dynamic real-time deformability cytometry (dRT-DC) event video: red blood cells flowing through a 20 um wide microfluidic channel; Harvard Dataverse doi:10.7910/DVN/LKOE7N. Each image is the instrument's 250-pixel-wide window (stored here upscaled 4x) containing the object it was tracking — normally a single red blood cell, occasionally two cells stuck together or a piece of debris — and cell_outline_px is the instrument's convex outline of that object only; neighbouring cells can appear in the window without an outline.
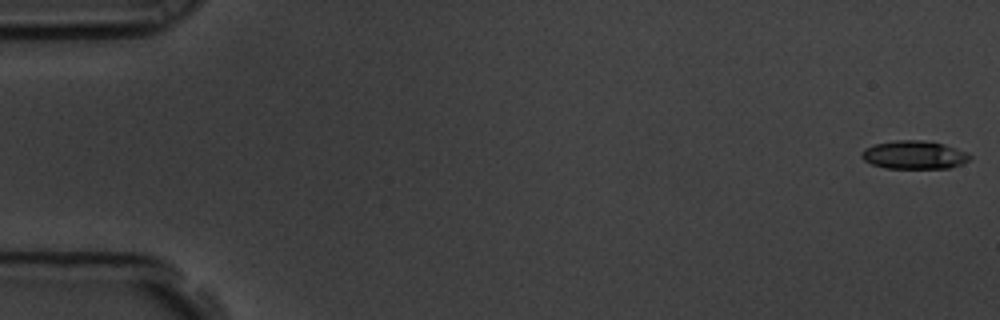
{"species": "common noctule bat (a hibernating species)", "species_latin": "Nyctalus noctula", "temperature_condition": "room temperature", "stored_images_in_passage": 58, "camera_frame_rate_fps": 3000, "um_per_image_px": 0.085, "animal": {"sex": "male", "body_mass_g": 19.5, "forearm_length_mm": 54.6}, "frame": {"image": 1, "passage_image": 1, "time_ms": 0.0, "image_size_px": [1000, 320], "cell_outline_px": [[972, 156], [968, 160], [960, 164], [948, 168], [884, 168], [872, 164], [864, 160], [860, 156], [860, 152], [864, 148], [876, 144], [896, 140], [920, 140], [944, 144], [968, 152]], "centroid_in_image_um": [77.68, 13.16], "position_along_channel_um": 7.3, "area_um2": 17.8}}
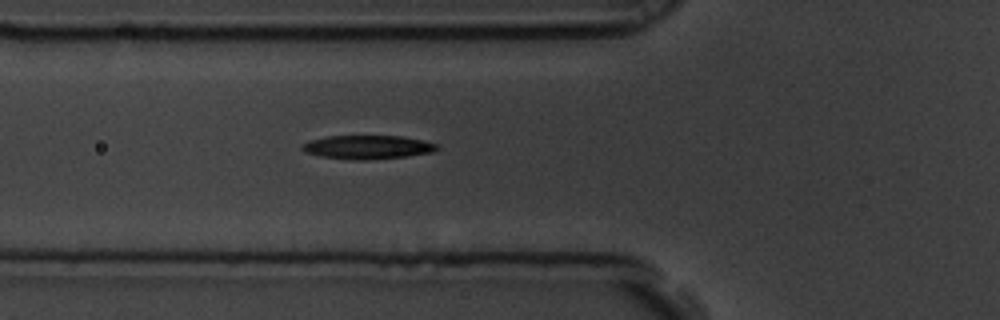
{"frame": {"image": 2, "passage_image": 21, "time_ms": 6.667, "image_size_px": [1000, 320], "cell_outline_px": [[440, 148], [432, 152], [408, 156], [364, 160], [356, 160], [320, 156], [304, 152], [300, 148], [304, 144], [312, 140], [328, 136], [400, 136], [440, 144]], "centroid_in_image_um": [31.27, 12.51], "position_along_channel_um": 94.5, "area_um2": 18.5}}
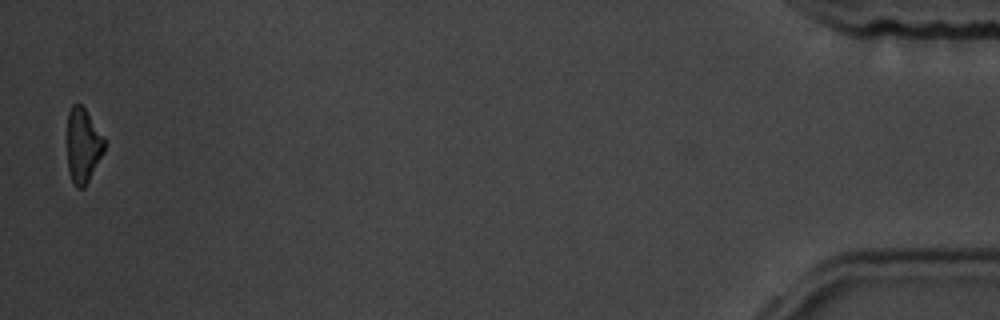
{"frame": {"image": 3, "passage_image": 57, "time_ms": 18.667, "image_size_px": [1000, 320], "cell_outline_px": [[104, 152], [84, 188], [76, 188], [68, 172], [68, 112], [72, 104], [80, 104], [84, 108], [104, 136]], "centroid_in_image_um": [7.06, 12.37], "position_along_channel_um": 428.1, "area_um2": 16.01}, "authors_computed_cell_mechanics": {"area_um2": 18.3515, "velocity_mm_per_s": 3.5632, "shape_relaxation_time_tau1_ms": 1.979, "shape_relaxation_time_tau2_ms": 6.4662, "deformation_change_tau1": 0.1462, "deformation_change_tau2": 0.1571}}